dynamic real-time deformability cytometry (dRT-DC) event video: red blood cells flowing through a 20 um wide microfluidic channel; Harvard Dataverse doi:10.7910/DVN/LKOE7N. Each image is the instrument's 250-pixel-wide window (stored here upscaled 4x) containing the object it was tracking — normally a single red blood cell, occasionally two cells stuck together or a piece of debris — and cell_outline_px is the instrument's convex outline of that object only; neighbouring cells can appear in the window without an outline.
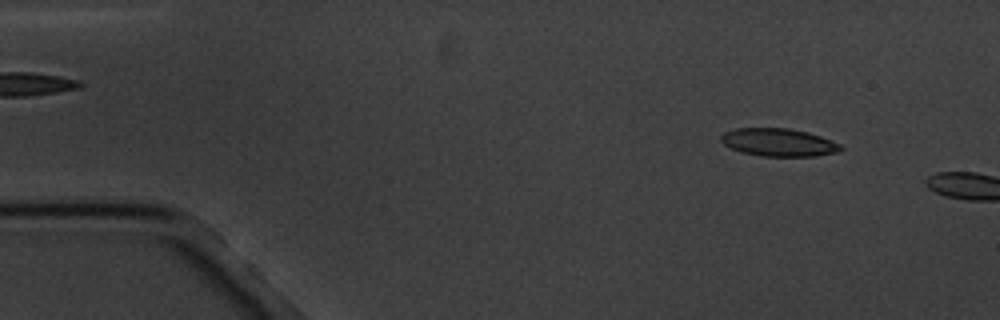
{"species": "common noctule bat (a hibernating species)", "species_latin": "Nyctalus noctula", "temperature_condition": "cold", "stored_images_in_passage": 3, "camera_frame_rate_fps": 3000, "um_per_image_px": 0.085, "animal": {"sex": "male", "body_mass_g": 20.1, "forearm_length_mm": 53.5}, "frame": {"image": 1, "passage_image": 2, "time_ms": 1.0, "image_size_px": [1000, 320], "cell_outline_px": [[844, 148], [840, 152], [816, 156], [760, 156], [744, 152], [732, 148], [724, 144], [720, 140], [720, 136], [724, 132], [736, 128], [788, 128], [808, 132], [820, 136], [840, 144]], "centroid_in_image_um": [66.21, 12.1], "position_along_channel_um": 18.8, "area_um2": 19.42}}